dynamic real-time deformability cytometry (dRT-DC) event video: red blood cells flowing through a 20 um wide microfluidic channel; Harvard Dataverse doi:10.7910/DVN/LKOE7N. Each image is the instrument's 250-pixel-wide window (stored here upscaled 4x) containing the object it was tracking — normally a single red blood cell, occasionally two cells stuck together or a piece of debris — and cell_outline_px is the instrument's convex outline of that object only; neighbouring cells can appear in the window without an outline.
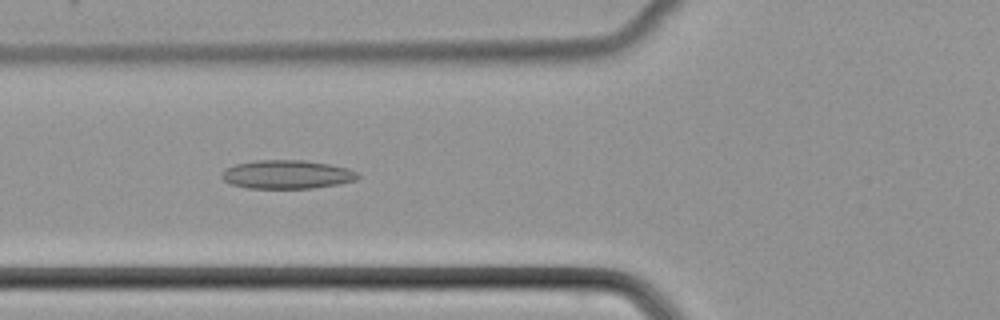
{"species": "common noctule bat (a hibernating species)", "species_latin": "Nyctalus noctula", "temperature_condition": "cold", "stored_images_in_passage": 51, "camera_frame_rate_fps": 3000, "um_per_image_px": 0.085, "animal": {"sex": "female", "body_mass_g": 22.7, "forearm_length_mm": 54.2}, "frame": {"image": 1, "passage_image": 19, "time_ms": 6.0, "image_size_px": [1000, 320], "cell_outline_px": [[360, 176], [356, 180], [340, 184], [312, 188], [248, 188], [232, 184], [224, 180], [220, 176], [224, 168], [236, 164], [256, 160], [304, 160], [328, 164], [348, 168], [356, 172]], "centroid_in_image_um": [24.38, 14.82], "position_along_channel_um": 101.4, "area_um2": 22.72}}
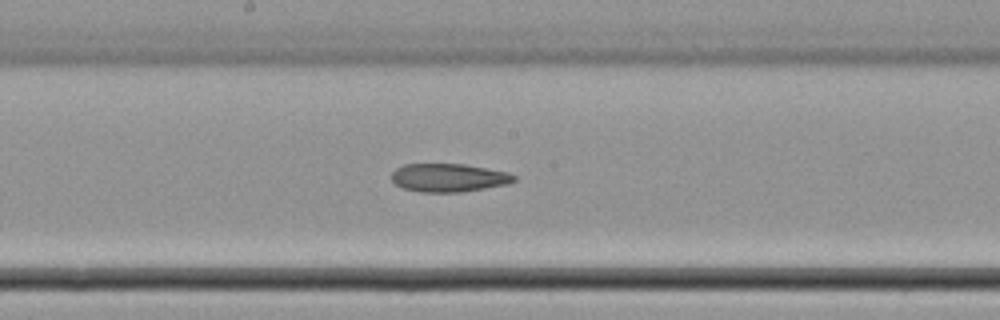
{"frame": {"image": 2, "passage_image": 27, "time_ms": 8.667, "image_size_px": [1000, 320], "cell_outline_px": [[516, 180], [508, 184], [460, 192], [420, 192], [400, 188], [392, 180], [392, 172], [396, 168], [404, 164], [464, 164], [508, 172], [516, 176]], "centroid_in_image_um": [38.12, 15.1], "position_along_channel_um": 210.1, "area_um2": 20.23}}
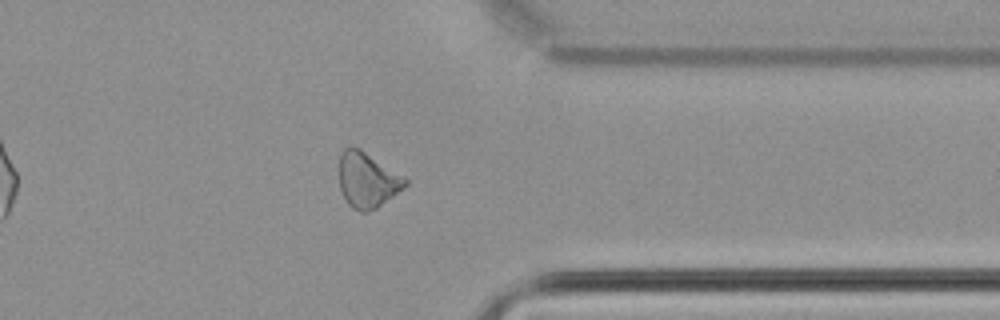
{"frame": {"image": 3, "passage_image": 40, "time_ms": 13.0, "image_size_px": [1000, 320], "cell_outline_px": [[408, 184], [404, 188], [376, 208], [368, 212], [360, 212], [352, 208], [348, 204], [340, 188], [340, 152], [344, 148], [360, 148], [404, 176], [408, 180]], "centroid_in_image_um": [31.24, 15.31], "position_along_channel_um": 380.2, "area_um2": 21.15}}